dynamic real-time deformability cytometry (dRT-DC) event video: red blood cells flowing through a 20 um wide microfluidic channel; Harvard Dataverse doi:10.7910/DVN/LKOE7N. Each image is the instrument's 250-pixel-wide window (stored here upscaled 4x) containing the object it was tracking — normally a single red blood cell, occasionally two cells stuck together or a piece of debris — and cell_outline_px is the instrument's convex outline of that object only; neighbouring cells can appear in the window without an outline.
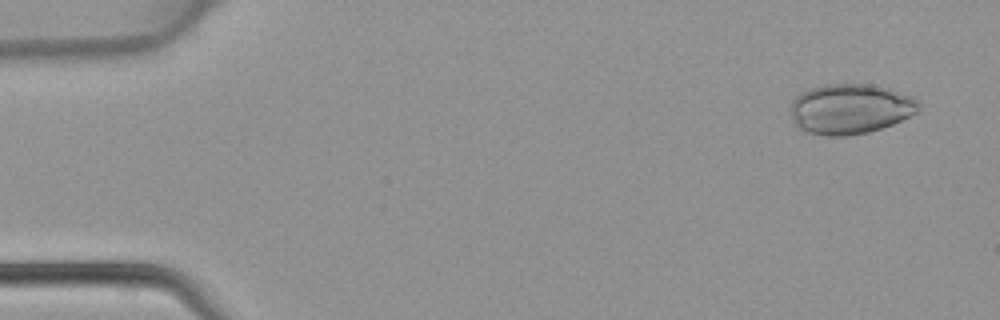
{"species": "common noctule bat (a hibernating species)", "species_latin": "Nyctalus noctula", "temperature_condition": "warm", "stored_images_in_passage": 4, "camera_frame_rate_fps": 3000, "um_per_image_px": 0.085, "animal": {"sex": "female", "body_mass_g": 22.7, "forearm_length_mm": 54.2}, "frame": {"image": 1, "passage_image": 1, "time_ms": 0.0, "image_size_px": [1000, 320], "cell_outline_px": [[920, 104], [916, 112], [892, 124], [868, 132], [848, 136], [828, 136], [808, 132], [800, 128], [796, 124], [788, 108], [792, 100], [800, 92], [824, 84], [872, 84], [888, 88], [916, 96], [920, 100]], "centroid_in_image_um": [72.27, 9.24], "position_along_channel_um": 12.7, "area_um2": 37.69}}